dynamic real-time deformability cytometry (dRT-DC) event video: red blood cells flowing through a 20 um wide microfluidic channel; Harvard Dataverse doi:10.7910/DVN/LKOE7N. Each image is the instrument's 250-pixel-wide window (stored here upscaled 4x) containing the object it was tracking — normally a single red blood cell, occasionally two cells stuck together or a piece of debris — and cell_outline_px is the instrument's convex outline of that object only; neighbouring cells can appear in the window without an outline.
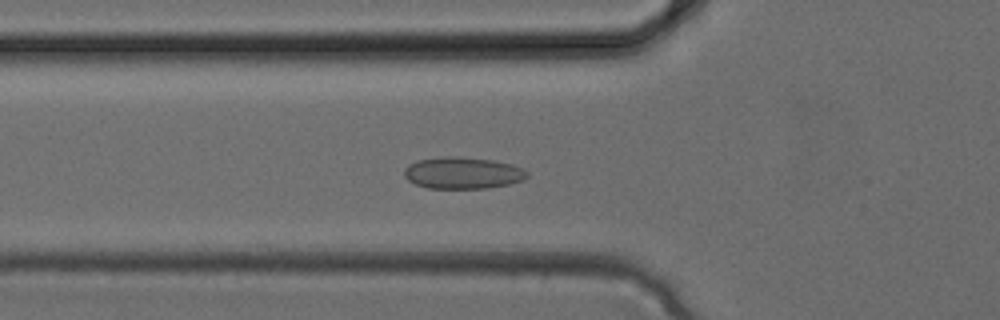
{"species": "common noctule bat (a hibernating species)", "species_latin": "Nyctalus noctula", "temperature_condition": "cold", "stored_images_in_passage": 34, "camera_frame_rate_fps": 3000, "um_per_image_px": 0.085, "animal": {"sex": "female", "body_mass_g": 24.6, "forearm_length_mm": 56.2}, "frame": {"image": 1, "passage_image": 12, "time_ms": 3.667, "image_size_px": [1000, 320], "cell_outline_px": [[528, 176], [524, 180], [508, 184], [488, 188], [428, 188], [416, 184], [408, 180], [404, 176], [404, 168], [408, 164], [416, 160], [444, 156], [460, 156], [492, 160], [512, 164], [524, 168], [528, 172]], "centroid_in_image_um": [39.33, 14.69], "position_along_channel_um": 86.5, "area_um2": 22.95}}
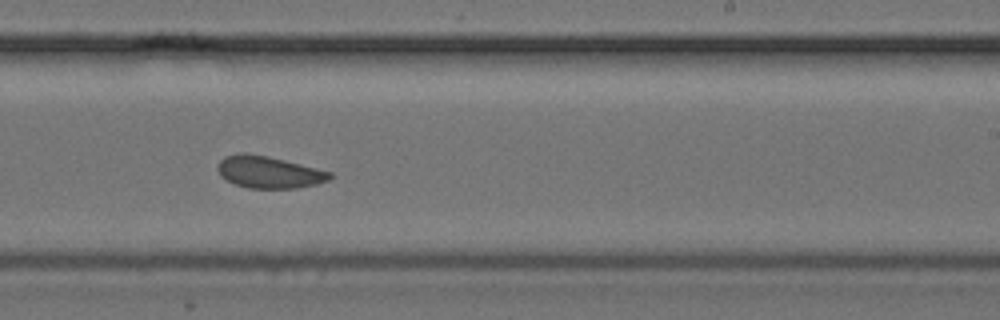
{"frame": {"image": 2, "passage_image": 21, "time_ms": 6.667, "image_size_px": [1000, 320], "cell_outline_px": [[332, 176], [328, 180], [316, 184], [296, 188], [248, 188], [236, 184], [220, 176], [216, 168], [216, 164], [224, 156], [244, 152], [268, 156], [332, 172]], "centroid_in_image_um": [22.81, 14.62], "position_along_channel_um": 266.2, "area_um2": 20.87}}
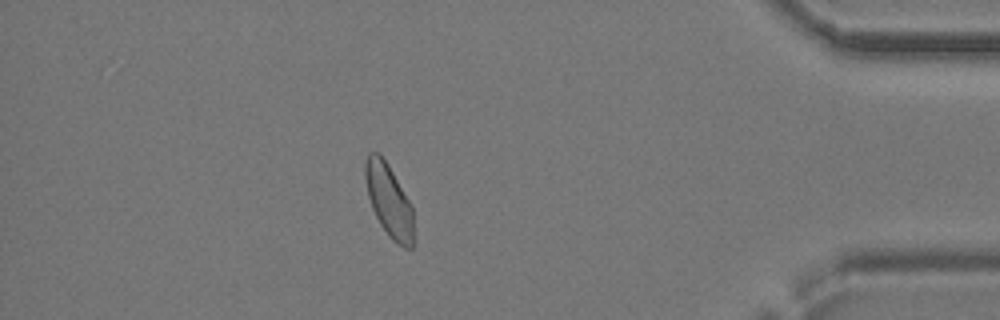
{"frame": {"image": 3, "passage_image": 30, "time_ms": 9.667, "image_size_px": [1000, 320], "cell_outline_px": [[416, 244], [412, 248], [404, 248], [396, 244], [388, 236], [380, 224], [372, 208], [368, 196], [364, 180], [364, 164], [368, 152], [380, 152], [388, 164], [408, 200], [412, 208]], "centroid_in_image_um": [33.07, 17.09], "position_along_channel_um": 402.1, "area_um2": 20.98}}